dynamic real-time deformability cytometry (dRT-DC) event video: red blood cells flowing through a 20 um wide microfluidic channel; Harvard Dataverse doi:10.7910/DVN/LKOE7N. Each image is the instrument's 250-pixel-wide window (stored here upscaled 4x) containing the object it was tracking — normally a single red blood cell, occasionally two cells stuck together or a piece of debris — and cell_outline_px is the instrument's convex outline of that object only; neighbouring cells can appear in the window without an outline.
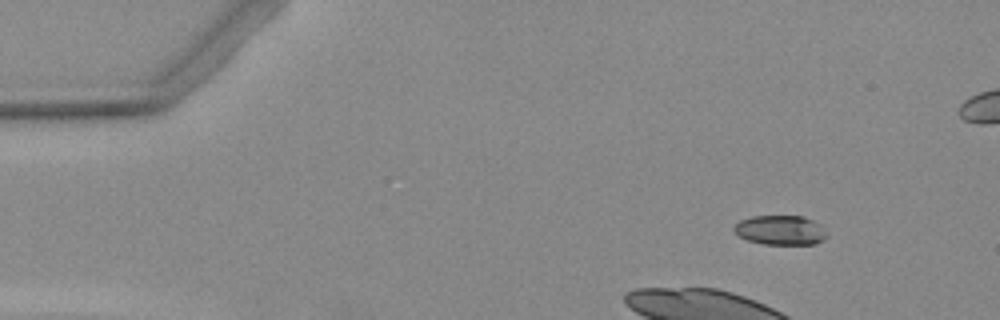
{"species": "Egyptian fruit bat (a non-hibernating species)", "species_latin": "Rousettus aegyptiacus", "temperature_condition": "warm", "stored_images_in_passage": 12, "camera_frame_rate_fps": 3000, "um_per_image_px": 0.085, "animal": {"sex": "female"}, "frame": {"image": 1, "passage_image": 1, "time_ms": 0.0, "image_size_px": [1000, 320], "cell_outline_px": [[828, 236], [816, 244], [764, 244], [748, 240], [740, 236], [732, 228], [740, 220], [752, 216], [804, 216], [820, 224]], "centroid_in_image_um": [66.35, 19.56], "position_along_channel_um": 18.7, "area_um2": 15.9}}